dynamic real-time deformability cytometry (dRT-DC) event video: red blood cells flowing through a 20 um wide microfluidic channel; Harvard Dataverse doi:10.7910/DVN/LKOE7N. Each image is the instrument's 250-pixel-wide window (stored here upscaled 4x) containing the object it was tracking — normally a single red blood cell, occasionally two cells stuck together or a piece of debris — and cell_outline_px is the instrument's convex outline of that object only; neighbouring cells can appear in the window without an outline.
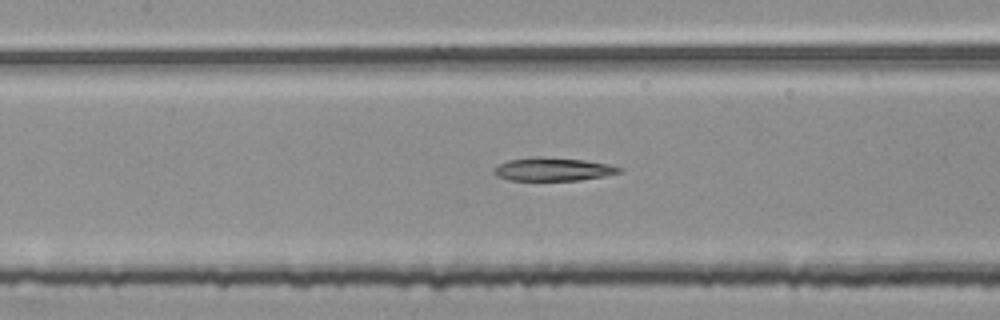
{"species": "common noctule bat (a hibernating species)", "species_latin": "Nyctalus noctula", "temperature_condition": "room temperature", "stored_images_in_passage": 54, "segment_of_instrument_passage": [2, 2], "camera_frame_rate_fps": 3000, "um_per_image_px": 0.085, "animal": {"sex": "female", "body_mass_g": 25.1}, "frame": {"image": 1, "passage_image": 25, "time_ms": 8.0, "image_size_px": [1000, 320], "cell_outline_px": [[624, 168], [620, 172], [604, 176], [580, 180], [508, 180], [496, 176], [492, 172], [492, 168], [508, 160], [536, 156], [584, 160], [608, 164]], "centroid_in_image_um": [46.97, 14.38], "position_along_channel_um": 160.4, "area_um2": 16.99}}
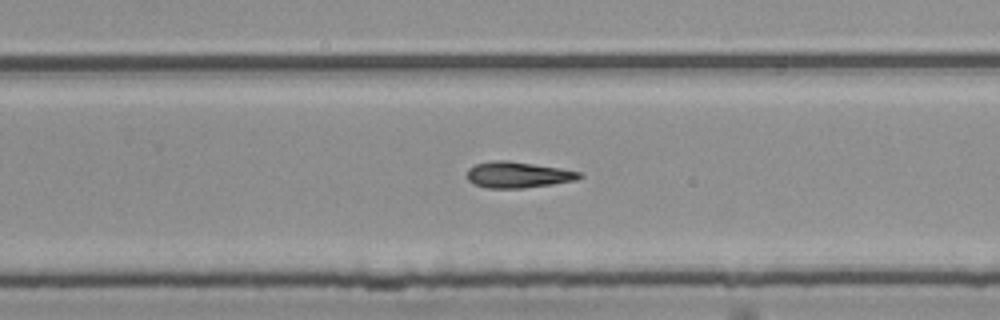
{"frame": {"image": 2, "passage_image": 35, "time_ms": 11.333, "image_size_px": [1000, 320], "cell_outline_px": [[584, 176], [576, 180], [552, 184], [524, 188], [488, 188], [476, 184], [468, 180], [464, 176], [468, 168], [476, 164], [496, 160], [508, 160], [560, 168], [580, 172]], "centroid_in_image_um": [44.0, 14.85], "position_along_channel_um": 285.8, "area_um2": 17.11}}
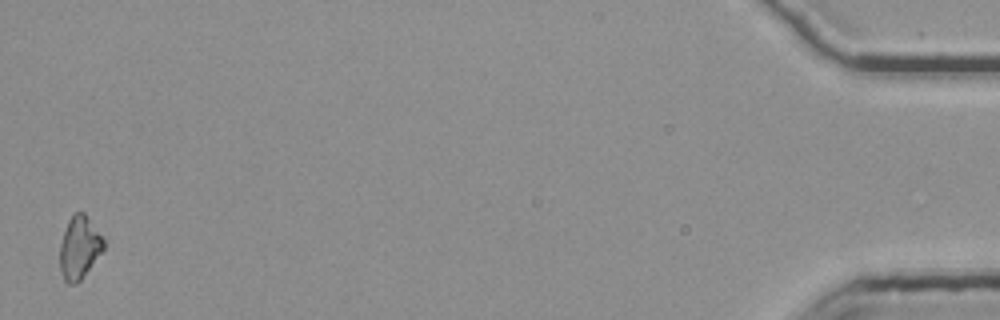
{"frame": {"image": 3, "passage_image": 54, "time_ms": 17.667, "image_size_px": [1000, 320], "cell_outline_px": [[104, 248], [80, 280], [76, 284], [68, 284], [64, 280], [60, 268], [60, 244], [68, 220], [76, 212], [84, 212], [104, 240]], "centroid_in_image_um": [6.72, 21.05], "position_along_channel_um": 428.5, "area_um2": 15.61}}